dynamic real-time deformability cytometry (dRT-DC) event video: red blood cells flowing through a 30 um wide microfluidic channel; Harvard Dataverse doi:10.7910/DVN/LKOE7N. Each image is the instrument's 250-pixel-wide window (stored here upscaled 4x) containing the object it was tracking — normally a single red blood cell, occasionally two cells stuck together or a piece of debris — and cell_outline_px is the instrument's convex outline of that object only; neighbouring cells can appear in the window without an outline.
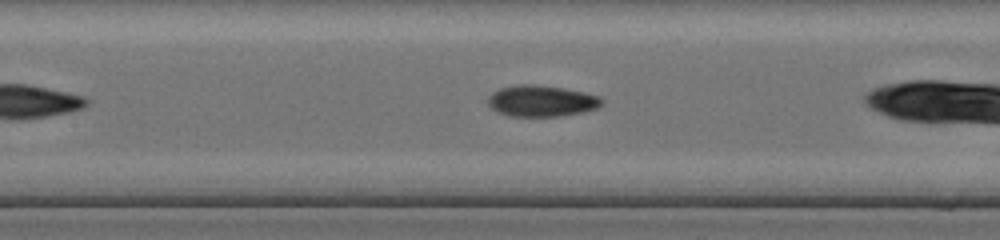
{"species": "common noctule bat (a hibernating species)", "species_latin": "Nyctalus noctula", "temperature_condition": "cold", "stored_images_in_passage": 29, "camera_frame_rate_fps": 3000, "um_per_image_px": 0.085, "animal": {"sex": "female", "body_mass_g": 17.0, "forearm_length_mm": 48.0}, "frame": {"image": 1, "passage_image": 13, "time_ms": 4.0, "image_size_px": [1000, 240], "cell_outline_px": [[604, 104], [596, 108], [584, 112], [560, 116], [508, 116], [496, 112], [488, 104], [488, 96], [492, 92], [500, 88], [520, 84], [532, 84], [564, 88], [584, 92], [600, 96], [604, 100]], "centroid_in_image_um": [46.04, 8.58], "position_along_channel_um": 161.4, "area_um2": 20.92}}
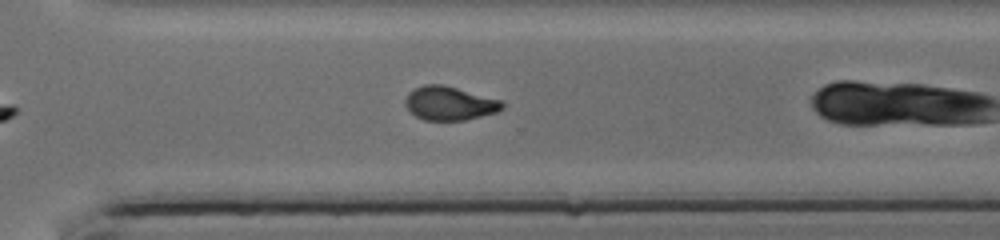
{"frame": {"image": 2, "passage_image": 25, "time_ms": 8.0, "image_size_px": [1000, 240], "cell_outline_px": [[504, 108], [496, 112], [464, 120], [424, 120], [416, 116], [404, 104], [404, 100], [408, 92], [424, 84], [440, 84], [456, 88], [500, 100], [504, 104]], "centroid_in_image_um": [38.18, 8.78], "position_along_channel_um": 332.4, "area_um2": 18.79}}